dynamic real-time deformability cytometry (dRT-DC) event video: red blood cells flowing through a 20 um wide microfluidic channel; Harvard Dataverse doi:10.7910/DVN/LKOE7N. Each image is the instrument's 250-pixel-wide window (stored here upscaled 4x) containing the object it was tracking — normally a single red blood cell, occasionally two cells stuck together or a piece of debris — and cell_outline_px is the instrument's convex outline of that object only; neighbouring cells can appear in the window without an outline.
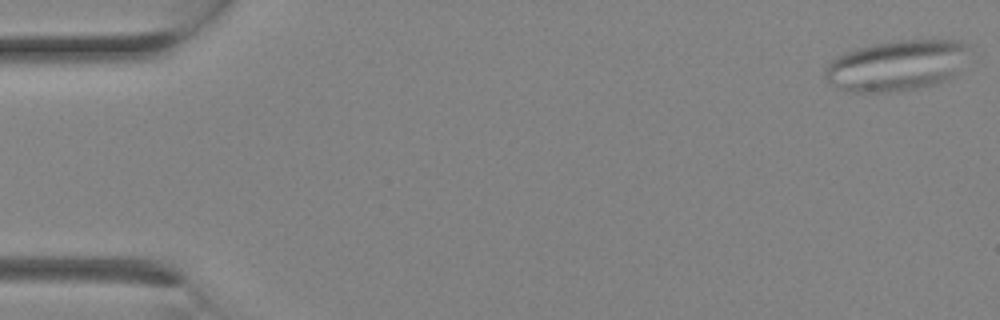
{"species": "Egyptian fruit bat (a non-hibernating species)", "species_latin": "Rousettus aegyptiacus", "temperature_condition": "room temperature", "stored_images_in_passage": 8, "camera_frame_rate_fps": 3000, "um_per_image_px": 0.085, "animal": {"sex": "female"}, "frame": {"image": 1, "passage_image": 1, "time_ms": 0.0, "image_size_px": [1000, 320], "cell_outline_px": [[968, 48], [952, 76], [948, 80], [936, 84], [896, 92], [848, 92], [832, 84], [824, 76], [824, 68], [836, 56], [844, 52], [872, 44], [900, 40], [960, 40], [968, 44]], "centroid_in_image_um": [76.14, 5.57], "position_along_channel_um": 8.9, "area_um2": 42.19}}
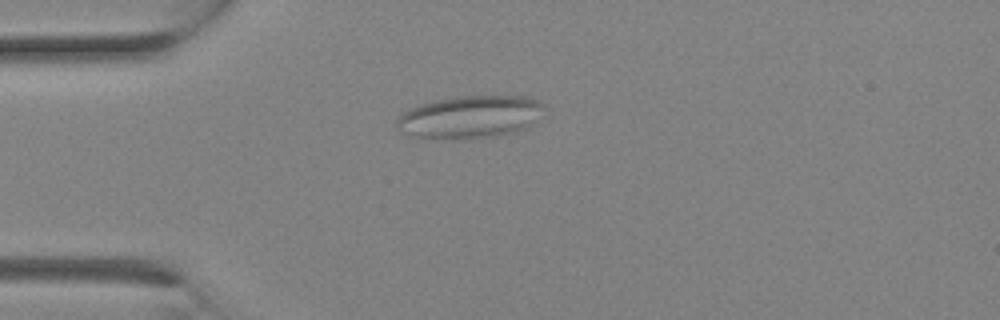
{"frame": {"image": 2, "passage_image": 7, "time_ms": 2.0, "image_size_px": [1000, 320], "cell_outline_px": [[544, 104], [528, 128], [516, 132], [496, 136], [460, 140], [424, 140], [400, 132], [396, 128], [396, 120], [408, 108], [436, 100], [452, 96], [528, 96]], "centroid_in_image_um": [39.85, 9.98], "position_along_channel_um": 45.2, "area_um2": 37.17}}